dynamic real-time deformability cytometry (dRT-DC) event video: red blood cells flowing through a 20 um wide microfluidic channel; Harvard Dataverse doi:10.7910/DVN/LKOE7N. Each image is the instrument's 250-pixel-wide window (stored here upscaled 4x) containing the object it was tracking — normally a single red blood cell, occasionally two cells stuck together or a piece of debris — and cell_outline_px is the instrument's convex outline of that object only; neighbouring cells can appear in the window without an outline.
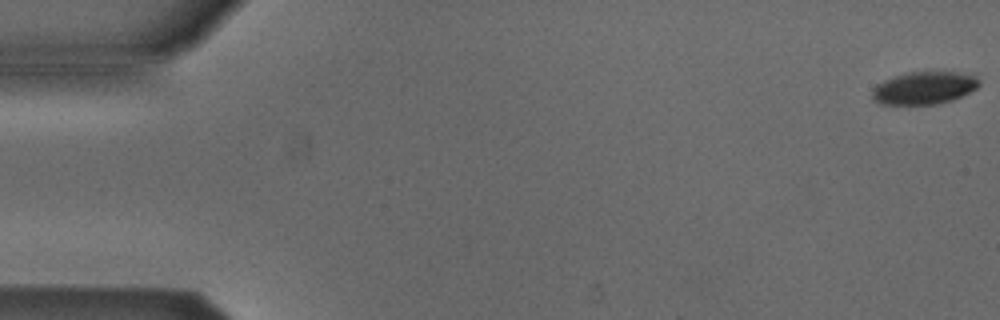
{"species": "Egyptian fruit bat (a non-hibernating species)", "species_latin": "Rousettus aegyptiacus", "temperature_condition": "cold", "stored_images_in_passage": 6, "camera_frame_rate_fps": 3000, "um_per_image_px": 0.085, "animal": {"sex": "male"}, "frame": {"image": 1, "passage_image": 1, "time_ms": 0.0, "image_size_px": [1000, 320], "cell_outline_px": [[980, 84], [976, 88], [952, 100], [940, 104], [908, 108], [880, 104], [872, 100], [872, 92], [876, 84], [884, 80], [908, 72], [956, 72], [976, 76], [980, 80]], "centroid_in_image_um": [78.48, 7.54], "position_along_channel_um": 6.5, "area_um2": 21.1}}
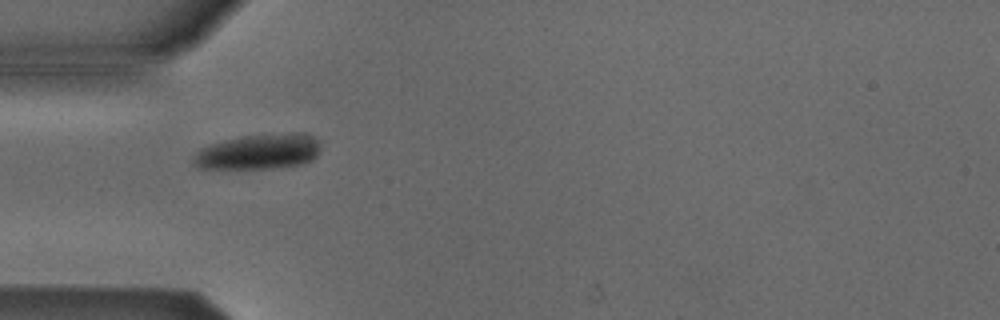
{"frame": {"image": 2, "passage_image": 5, "time_ms": 1.333, "image_size_px": [1000, 320], "cell_outline_px": [[320, 148], [316, 156], [312, 160], [300, 164], [272, 168], [200, 168], [192, 164], [192, 156], [200, 148], [208, 144], [224, 140], [244, 136], [312, 136], [316, 140]], "centroid_in_image_um": [21.85, 12.95], "position_along_channel_um": 63.2, "area_um2": 25.03}}
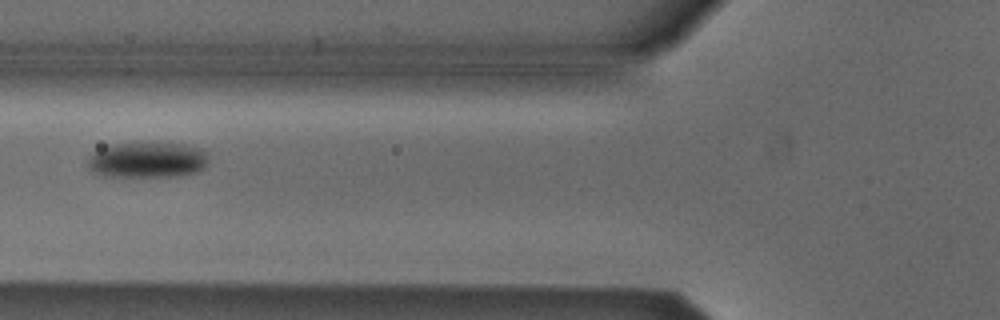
{"frame": {"image": 3, "passage_image": 6, "time_ms": 1.667, "image_size_px": [1000, 320], "cell_outline_px": [[204, 168], [196, 172], [176, 176], [104, 176], [88, 168], [88, 160], [92, 152], [100, 148], [112, 144], [184, 144], [196, 148], [204, 152]], "centroid_in_image_um": [12.45, 13.61], "position_along_channel_um": 113.4, "area_um2": 24.33}}